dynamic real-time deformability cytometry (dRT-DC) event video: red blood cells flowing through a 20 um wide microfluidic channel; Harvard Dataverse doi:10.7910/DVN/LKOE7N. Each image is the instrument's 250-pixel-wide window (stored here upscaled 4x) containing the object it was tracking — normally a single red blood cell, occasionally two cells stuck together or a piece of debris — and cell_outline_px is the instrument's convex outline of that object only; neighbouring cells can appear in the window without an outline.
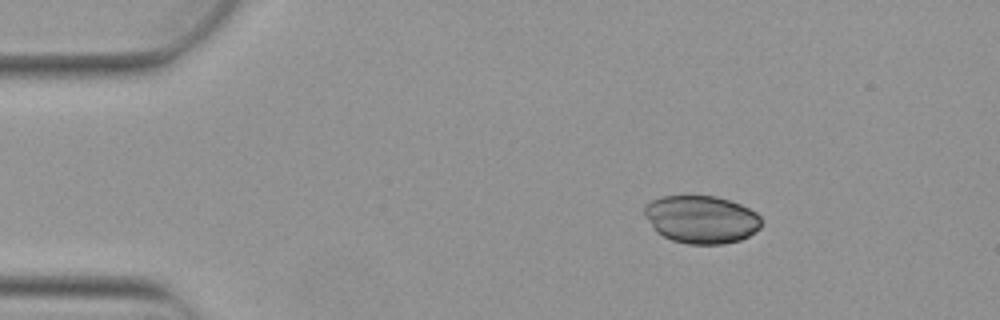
{"species": "Egyptian fruit bat (a non-hibernating species)", "species_latin": "Rousettus aegyptiacus", "temperature_condition": "warm", "stored_images_in_passage": 2, "camera_frame_rate_fps": 3000, "um_per_image_px": 0.085, "animal": {"sex": "female"}, "frame": {"image": 1, "passage_image": 1, "time_ms": 0.0, "image_size_px": [1000, 320], "cell_outline_px": [[760, 228], [748, 236], [740, 240], [724, 244], [688, 244], [672, 240], [656, 232], [652, 228], [644, 216], [644, 204], [660, 196], [716, 196], [740, 204], [756, 212], [760, 216]], "centroid_in_image_um": [59.57, 18.65], "position_along_channel_um": 25.4, "area_um2": 32.71}}